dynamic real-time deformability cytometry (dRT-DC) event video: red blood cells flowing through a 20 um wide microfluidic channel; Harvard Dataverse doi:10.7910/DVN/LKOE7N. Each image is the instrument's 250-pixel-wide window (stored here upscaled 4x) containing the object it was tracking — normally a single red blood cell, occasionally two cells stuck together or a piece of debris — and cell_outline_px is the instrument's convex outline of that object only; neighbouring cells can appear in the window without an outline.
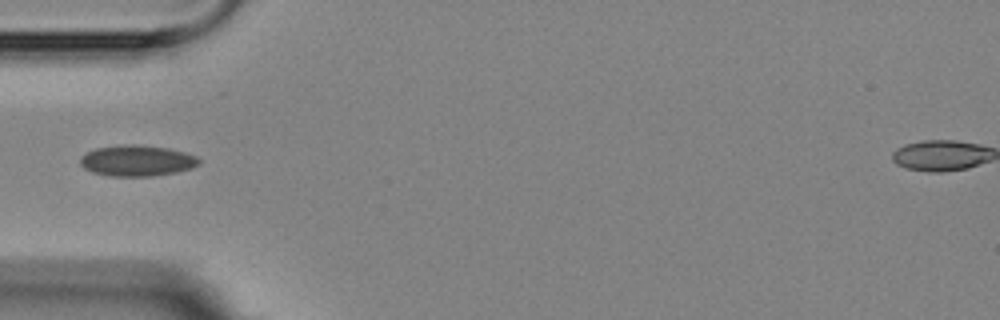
{"species": "Egyptian fruit bat (a non-hibernating species)", "species_latin": "Rousettus aegyptiacus", "temperature_condition": "room temperature", "stored_images_in_passage": 6, "camera_frame_rate_fps": 3000, "um_per_image_px": 0.085, "animal": {"sex": "female"}, "frame": {"image": 1, "passage_image": 3, "time_ms": 3.667, "image_size_px": [1000, 320], "cell_outline_px": [[200, 164], [192, 168], [176, 172], [152, 176], [108, 176], [92, 172], [84, 168], [80, 164], [80, 156], [96, 148], [124, 144], [132, 144], [168, 148], [184, 152], [196, 156], [200, 160]], "centroid_in_image_um": [11.64, 13.66], "position_along_channel_um": 73.4, "area_um2": 21.44}}
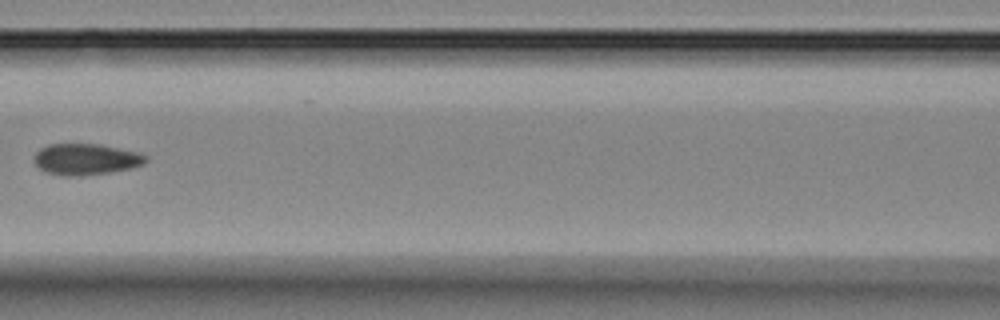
{"frame": {"image": 2, "passage_image": 5, "time_ms": 6.0, "image_size_px": [1000, 320], "cell_outline_px": [[148, 160], [144, 164], [132, 168], [108, 172], [80, 176], [64, 176], [48, 172], [40, 168], [36, 164], [36, 152], [40, 148], [48, 144], [100, 144], [140, 152], [148, 156]], "centroid_in_image_um": [7.36, 13.53], "position_along_channel_um": 159.2, "area_um2": 20.29}}
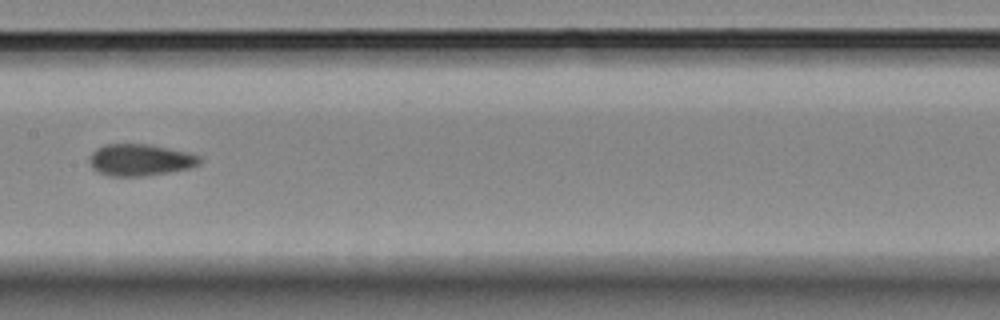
{"frame": {"image": 3, "passage_image": 6, "time_ms": 7.0, "image_size_px": [1000, 320], "cell_outline_px": [[204, 160], [200, 164], [192, 168], [168, 172], [140, 176], [108, 176], [96, 172], [92, 168], [88, 160], [88, 156], [96, 148], [104, 144], [148, 144], [188, 152], [200, 156]], "centroid_in_image_um": [11.9, 13.59], "position_along_channel_um": 195.5, "area_um2": 20.69}}